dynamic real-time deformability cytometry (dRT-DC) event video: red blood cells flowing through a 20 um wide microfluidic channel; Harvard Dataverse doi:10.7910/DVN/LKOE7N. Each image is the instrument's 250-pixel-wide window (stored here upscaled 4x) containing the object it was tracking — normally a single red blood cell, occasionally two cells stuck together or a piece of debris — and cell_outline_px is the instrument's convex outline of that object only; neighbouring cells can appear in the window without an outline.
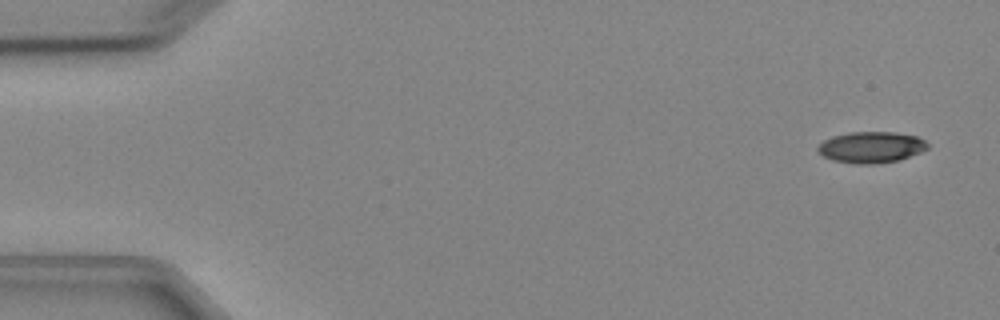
{"species": "Egyptian fruit bat (a non-hibernating species)", "species_latin": "Rousettus aegyptiacus", "temperature_condition": "cold", "stored_images_in_passage": 4, "camera_frame_rate_fps": 3000, "um_per_image_px": 0.085, "animal": {"sex": "female"}, "frame": {"image": 1, "passage_image": 1, "time_ms": 0.0, "image_size_px": [1000, 320], "cell_outline_px": [[928, 148], [920, 152], [900, 160], [876, 164], [856, 164], [832, 160], [816, 152], [816, 148], [824, 140], [832, 136], [848, 132], [896, 132], [916, 136], [924, 140], [928, 144]], "centroid_in_image_um": [74.03, 12.52], "position_along_channel_um": 11.0, "area_um2": 20.11}}